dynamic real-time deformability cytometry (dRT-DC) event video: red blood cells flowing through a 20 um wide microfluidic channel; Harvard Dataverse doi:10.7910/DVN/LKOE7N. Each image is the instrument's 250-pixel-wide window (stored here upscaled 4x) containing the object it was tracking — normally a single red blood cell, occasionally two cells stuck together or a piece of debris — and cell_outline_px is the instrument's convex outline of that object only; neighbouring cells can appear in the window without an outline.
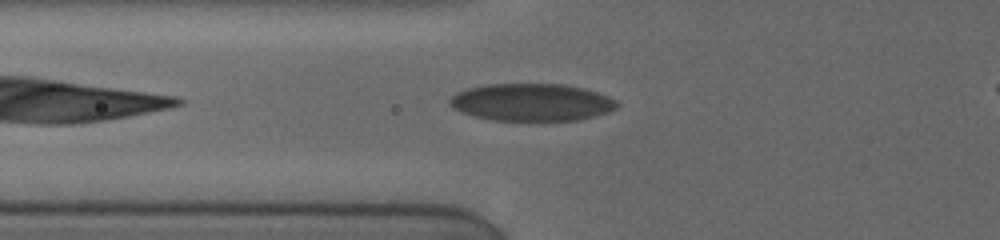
{"species": "human", "species_latin": "Homo sapiens", "temperature_condition": "cold", "stored_images_in_passage": 53, "camera_frame_rate_fps": 3000, "um_per_image_px": 0.085, "donor": {"sex": "female"}, "frame": {"image": 1, "passage_image": 6, "time_ms": 1.0, "image_size_px": [1000, 240], "cell_outline_px": [[620, 104], [616, 108], [608, 112], [580, 120], [540, 124], [492, 120], [476, 116], [452, 108], [448, 104], [448, 100], [456, 92], [468, 88], [484, 84], [564, 84], [584, 88], [608, 96], [616, 100]], "centroid_in_image_um": [45.21, 8.74], "position_along_channel_um": 80.6, "area_um2": 37.74}}
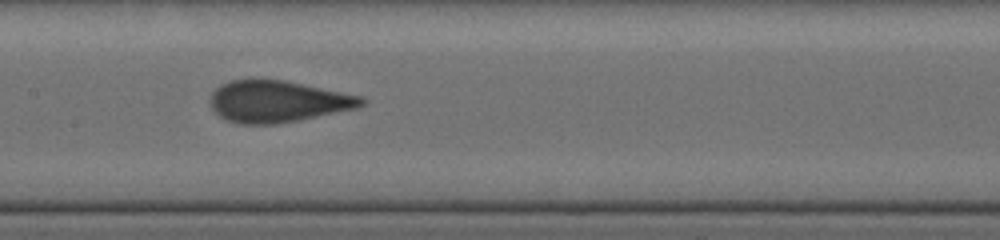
{"frame": {"image": 2, "passage_image": 23, "time_ms": 3.667, "image_size_px": [1000, 240], "cell_outline_px": [[368, 100], [364, 104], [356, 108], [300, 120], [276, 124], [240, 124], [224, 120], [212, 108], [208, 100], [212, 92], [220, 84], [232, 80], [284, 80], [364, 96]], "centroid_in_image_um": [23.61, 8.63], "position_along_channel_um": 183.8, "area_um2": 36.88}}
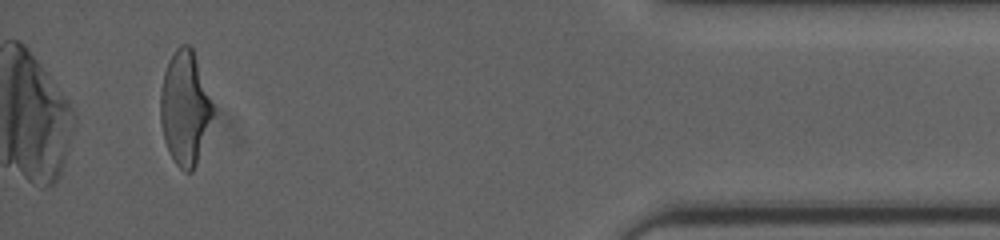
{"frame": {"image": 3, "passage_image": 52, "time_ms": 11.0, "image_size_px": [1000, 240], "cell_outline_px": [[212, 112], [196, 164], [192, 172], [184, 172], [172, 160], [168, 152], [164, 140], [160, 120], [160, 92], [164, 72], [168, 60], [172, 52], [180, 44], [188, 44], [192, 48], [212, 104]], "centroid_in_image_um": [15.65, 9.17], "position_along_channel_um": 419.5, "area_um2": 34.1}, "authors_computed_cell_mechanics": {"area_um2": 36.4718, "velocity_mm_per_s": 3.8768, "shape_relaxation_time_tau1_ms": null, "shape_relaxation_time_tau2_ms": 0.5114, "deformation_change_tau1": null, "deformation_change_tau2": 0.0412}}